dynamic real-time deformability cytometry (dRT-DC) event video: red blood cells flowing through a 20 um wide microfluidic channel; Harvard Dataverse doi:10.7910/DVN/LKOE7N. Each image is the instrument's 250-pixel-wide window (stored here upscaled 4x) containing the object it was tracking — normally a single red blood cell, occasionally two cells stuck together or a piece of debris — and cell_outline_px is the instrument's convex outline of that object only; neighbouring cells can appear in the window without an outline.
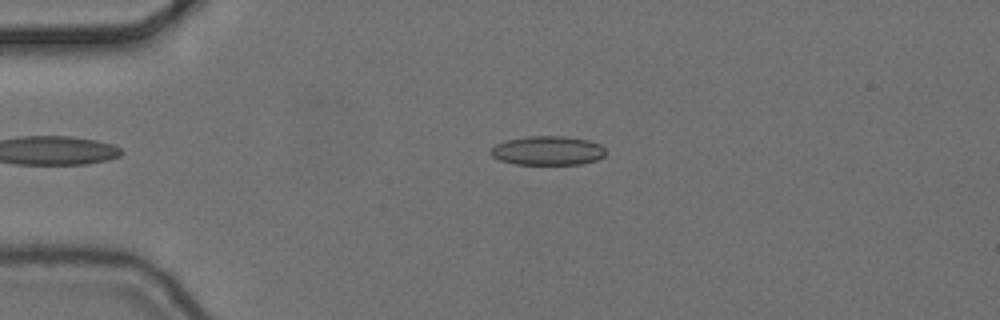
{"species": "common noctule bat (a hibernating species)", "species_latin": "Nyctalus noctula", "temperature_condition": "cold", "stored_images_in_passage": 5, "camera_frame_rate_fps": 3000, "um_per_image_px": 0.085, "animal": {"sex": "female", "body_mass_g": 24.6, "forearm_length_mm": 56.2}, "frame": {"image": 1, "passage_image": 5, "time_ms": 1.333, "image_size_px": [1000, 320], "cell_outline_px": [[604, 156], [596, 160], [580, 164], [516, 164], [500, 160], [492, 156], [488, 152], [496, 144], [508, 140], [528, 136], [564, 136], [588, 140], [600, 144], [604, 148]], "centroid_in_image_um": [46.54, 12.8], "position_along_channel_um": 38.5, "area_um2": 19.36}}